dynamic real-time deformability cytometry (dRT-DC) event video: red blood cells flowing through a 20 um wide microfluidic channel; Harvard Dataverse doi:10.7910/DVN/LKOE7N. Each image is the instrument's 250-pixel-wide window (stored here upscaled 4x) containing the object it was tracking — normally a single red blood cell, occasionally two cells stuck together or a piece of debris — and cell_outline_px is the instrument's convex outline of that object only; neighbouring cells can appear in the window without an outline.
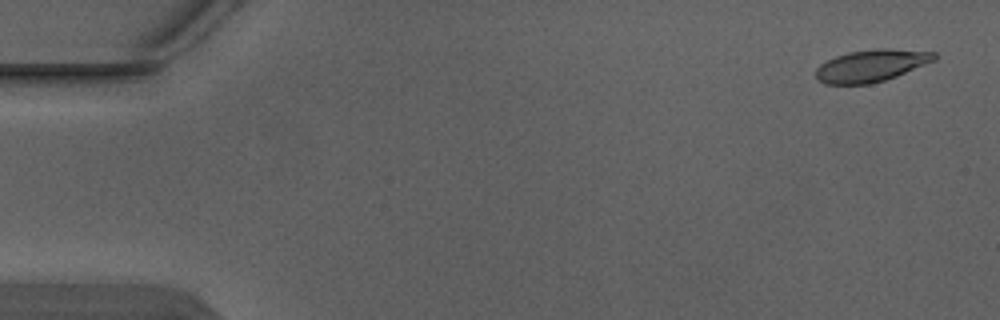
{"species": "Egyptian fruit bat (a non-hibernating species)", "species_latin": "Rousettus aegyptiacus", "temperature_condition": "warm", "stored_images_in_passage": 4, "camera_frame_rate_fps": 3000, "um_per_image_px": 0.085, "animal": {"sex": "male"}, "frame": {"image": 1, "passage_image": 1, "time_ms": 0.0, "image_size_px": [1000, 320], "cell_outline_px": [[936, 60], [896, 76], [884, 80], [868, 84], [824, 84], [816, 80], [816, 68], [820, 64], [836, 56], [848, 52], [880, 48], [888, 48], [936, 52]], "centroid_in_image_um": [74.04, 5.58], "position_along_channel_um": 11.0, "area_um2": 22.14}}